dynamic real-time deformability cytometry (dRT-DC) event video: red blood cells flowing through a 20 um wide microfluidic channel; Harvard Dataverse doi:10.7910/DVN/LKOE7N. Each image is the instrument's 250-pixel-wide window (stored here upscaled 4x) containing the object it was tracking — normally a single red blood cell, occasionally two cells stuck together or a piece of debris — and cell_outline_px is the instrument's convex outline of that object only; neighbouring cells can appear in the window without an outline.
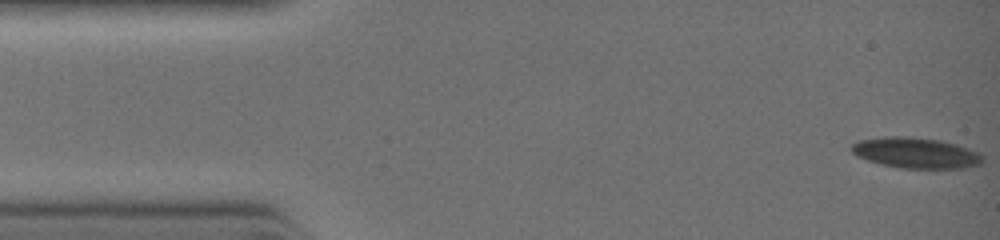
{"species": "common noctule bat (a hibernating species)", "species_latin": "Nyctalus noctula", "temperature_condition": "warm", "stored_images_in_passage": 33, "camera_frame_rate_fps": 3000, "um_per_image_px": 0.085, "animal": {"sex": "female", "body_mass_g": 19.0, "forearm_length_mm": 51.5}, "frame": {"image": 1, "passage_image": 1, "time_ms": 0.0, "image_size_px": [1000, 240], "cell_outline_px": [[984, 160], [980, 164], [964, 168], [900, 168], [868, 160], [856, 156], [852, 152], [852, 144], [860, 140], [884, 136], [912, 136], [940, 140], [956, 144], [968, 148], [984, 156]], "centroid_in_image_um": [77.86, 12.98], "position_along_channel_um": 7.1, "area_um2": 23.41}}
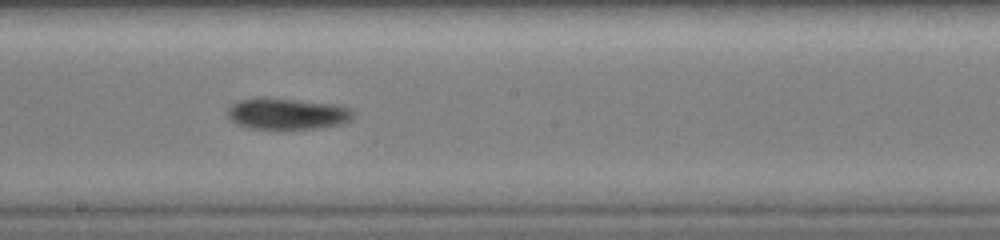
{"frame": {"image": 2, "passage_image": 18, "time_ms": 5.667, "image_size_px": [1000, 240], "cell_outline_px": [[356, 112], [352, 120], [344, 124], [320, 128], [280, 132], [276, 132], [248, 128], [236, 124], [228, 116], [228, 108], [232, 104], [240, 100], [256, 96], [268, 96], [340, 104], [352, 108]], "centroid_in_image_um": [24.46, 9.69], "position_along_channel_um": 223.7, "area_um2": 24.8}}
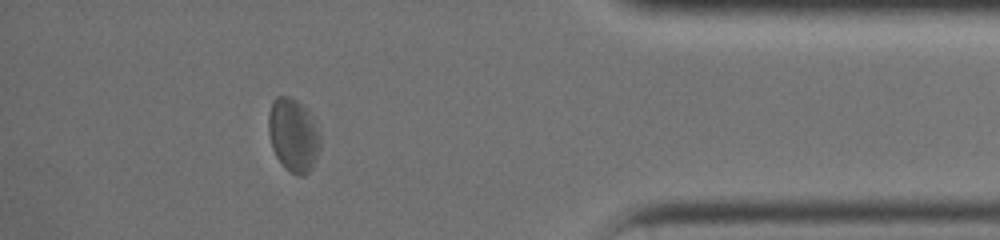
{"frame": {"image": 3, "passage_image": 29, "time_ms": 9.333, "image_size_px": [1000, 240], "cell_outline_px": [[320, 148], [312, 168], [304, 176], [300, 176], [284, 168], [276, 156], [272, 148], [268, 132], [268, 112], [272, 100], [276, 96], [288, 96], [296, 100], [308, 112], [320, 132]], "centroid_in_image_um": [24.91, 11.49], "position_along_channel_um": 410.3, "area_um2": 22.2}}